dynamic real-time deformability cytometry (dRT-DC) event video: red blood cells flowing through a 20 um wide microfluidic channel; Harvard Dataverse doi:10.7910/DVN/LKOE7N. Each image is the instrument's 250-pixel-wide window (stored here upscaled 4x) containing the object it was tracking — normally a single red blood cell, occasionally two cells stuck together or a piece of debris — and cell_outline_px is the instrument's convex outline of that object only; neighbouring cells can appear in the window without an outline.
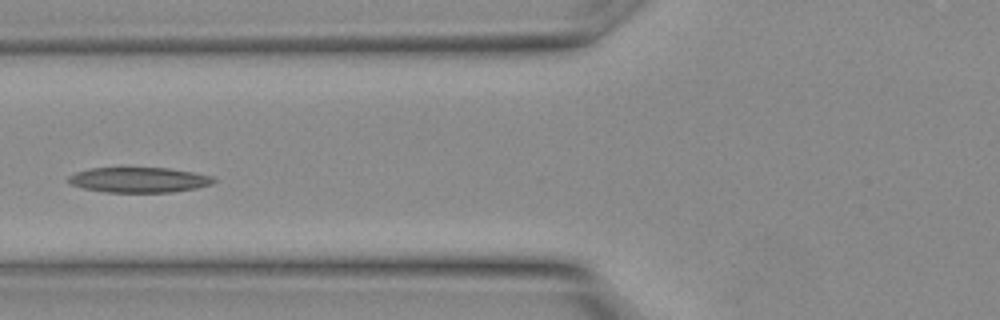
{"species": "Egyptian fruit bat (a non-hibernating species)", "species_latin": "Rousettus aegyptiacus", "temperature_condition": "warm", "stored_images_in_passage": 12, "camera_frame_rate_fps": 3000, "um_per_image_px": 0.085, "animal": {"sex": "female"}, "frame": {"image": 1, "passage_image": 9, "time_ms": 2.667, "image_size_px": [1000, 320], "cell_outline_px": [[216, 180], [212, 184], [196, 188], [172, 192], [108, 192], [84, 188], [72, 184], [68, 180], [68, 176], [76, 172], [92, 168], [168, 168], [192, 172], [212, 176]], "centroid_in_image_um": [11.83, 15.29], "position_along_channel_um": 114.0, "area_um2": 21.1}}